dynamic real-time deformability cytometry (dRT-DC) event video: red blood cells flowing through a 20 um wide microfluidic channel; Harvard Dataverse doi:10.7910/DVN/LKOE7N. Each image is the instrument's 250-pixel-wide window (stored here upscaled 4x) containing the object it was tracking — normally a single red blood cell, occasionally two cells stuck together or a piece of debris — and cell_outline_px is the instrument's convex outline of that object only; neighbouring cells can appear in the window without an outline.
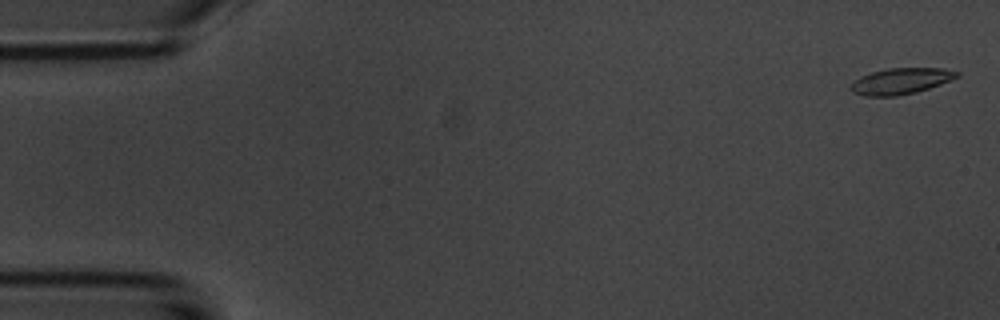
{"species": "common noctule bat (a hibernating species)", "species_latin": "Nyctalus noctula", "temperature_condition": "room temperature", "stored_images_in_passage": 55, "camera_frame_rate_fps": 3000, "um_per_image_px": 0.085, "animal": {"sex": "male", "body_mass_g": 20.1, "forearm_length_mm": 53.5}, "frame": {"image": 1, "passage_image": 2, "time_ms": 0.333, "image_size_px": [1000, 320], "cell_outline_px": [[960, 76], [940, 84], [916, 92], [896, 96], [864, 96], [852, 92], [852, 84], [860, 76], [872, 72], [888, 68], [944, 68], [960, 72]], "centroid_in_image_um": [76.6, 6.89], "position_along_channel_um": 8.4, "area_um2": 16.01}}
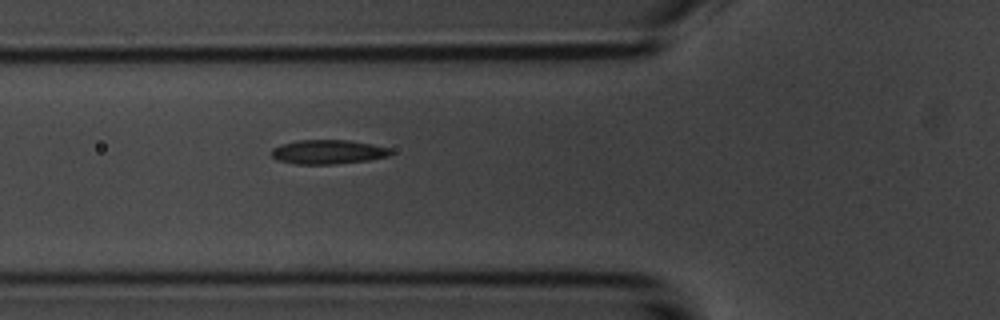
{"frame": {"image": 2, "passage_image": 20, "time_ms": 6.333, "image_size_px": [1000, 320], "cell_outline_px": [[392, 152], [388, 156], [368, 160], [332, 164], [296, 164], [276, 160], [272, 156], [272, 148], [280, 144], [300, 140], [348, 140], [372, 144], [388, 148]], "centroid_in_image_um": [27.84, 12.91], "position_along_channel_um": 98.0, "area_um2": 16.7}}
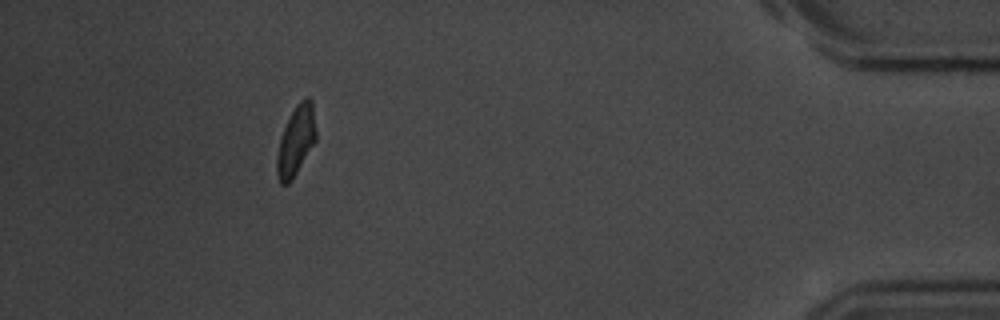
{"frame": {"image": 3, "passage_image": 50, "time_ms": 16.333, "image_size_px": [1000, 320], "cell_outline_px": [[316, 140], [292, 180], [288, 184], [280, 184], [276, 172], [276, 156], [280, 136], [296, 104], [304, 96], [308, 96], [312, 100], [316, 132]], "centroid_in_image_um": [25.15, 11.95], "position_along_channel_um": 410.1, "area_um2": 15.95}, "authors_computed_cell_mechanics": {"area_um2": 16.473, "velocity_mm_per_s": 3.6948, "shape_relaxation_time_tau1_ms": 2.256, "shape_relaxation_time_tau2_ms": 2.4177, "deformation_change_tau1": 0.1398, "deformation_change_tau2": 0.091}}